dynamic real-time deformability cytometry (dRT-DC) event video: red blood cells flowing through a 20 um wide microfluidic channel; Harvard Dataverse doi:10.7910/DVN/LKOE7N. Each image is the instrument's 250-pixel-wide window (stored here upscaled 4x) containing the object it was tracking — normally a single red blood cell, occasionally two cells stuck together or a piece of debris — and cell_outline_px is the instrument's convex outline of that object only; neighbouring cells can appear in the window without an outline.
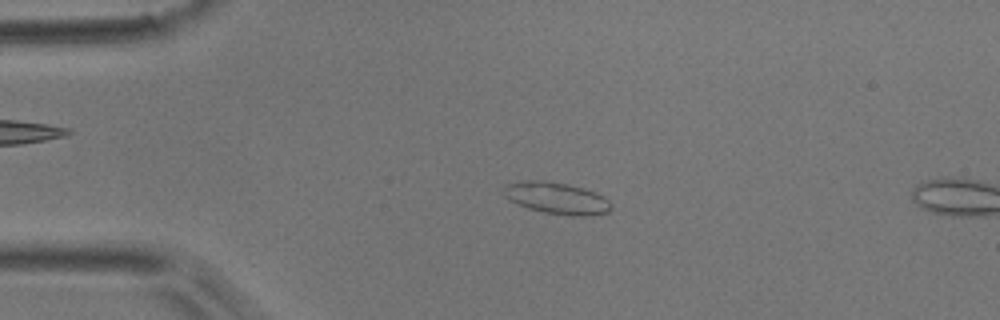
{"species": "common noctule bat (a hibernating species)", "species_latin": "Nyctalus noctula", "temperature_condition": "room temperature", "stored_images_in_passage": 13, "camera_frame_rate_fps": 3000, "um_per_image_px": 0.085, "animal": {"sex": "male", "body_mass_g": 17.9}, "frame": {"image": 1, "passage_image": 11, "time_ms": 3.333, "image_size_px": [1000, 320], "cell_outline_px": [[612, 208], [608, 212], [592, 216], [572, 216], [544, 212], [528, 208], [508, 200], [504, 196], [504, 184], [524, 180], [544, 180], [568, 184], [604, 196], [612, 204]], "centroid_in_image_um": [47.3, 16.84], "position_along_channel_um": 37.7, "area_um2": 19.94}}